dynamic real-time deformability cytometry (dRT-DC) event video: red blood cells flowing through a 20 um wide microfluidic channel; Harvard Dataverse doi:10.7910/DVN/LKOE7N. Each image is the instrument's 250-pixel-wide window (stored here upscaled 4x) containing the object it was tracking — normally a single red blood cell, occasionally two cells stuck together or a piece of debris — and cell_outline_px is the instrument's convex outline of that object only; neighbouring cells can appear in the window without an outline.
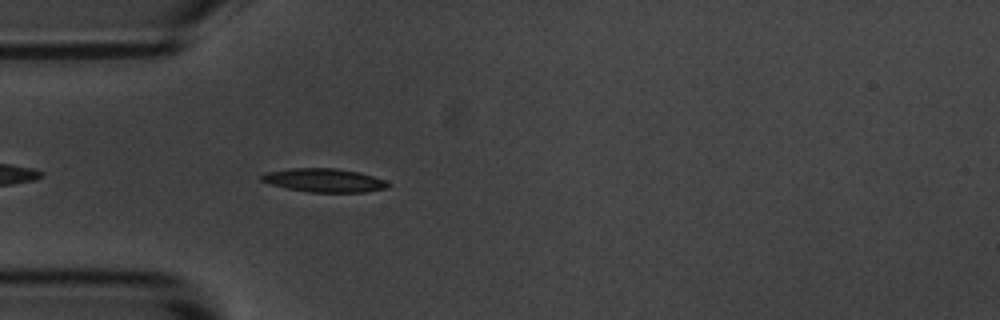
{"species": "common noctule bat (a hibernating species)", "species_latin": "Nyctalus noctula", "temperature_condition": "room temperature", "stored_images_in_passage": 43, "camera_frame_rate_fps": 3000, "um_per_image_px": 0.085, "animal": {"sex": "male", "body_mass_g": 20.1, "forearm_length_mm": 53.5}, "frame": {"image": 1, "passage_image": 4, "time_ms": 1.0, "image_size_px": [1000, 320], "cell_outline_px": [[392, 184], [388, 188], [364, 192], [308, 192], [288, 188], [272, 184], [260, 180], [260, 176], [264, 172], [292, 168], [336, 168], [360, 172], [384, 180]], "centroid_in_image_um": [27.57, 15.32], "position_along_channel_um": 57.4, "area_um2": 17.4}}
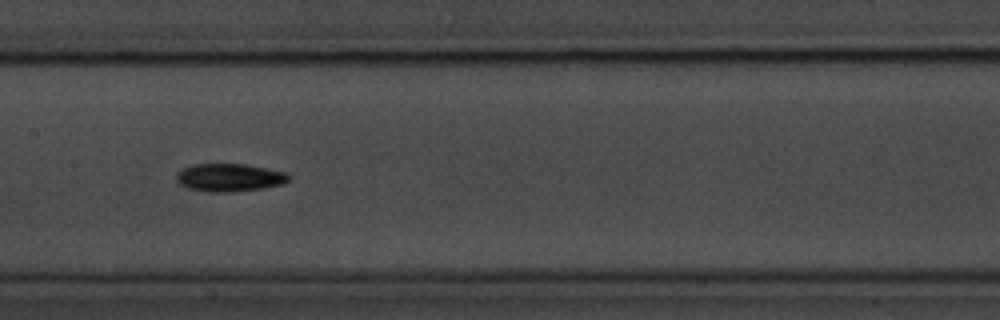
{"frame": {"image": 2, "passage_image": 15, "time_ms": 4.667, "image_size_px": [1000, 320], "cell_outline_px": [[292, 176], [284, 184], [264, 188], [232, 192], [208, 192], [188, 188], [180, 184], [176, 180], [176, 172], [192, 164], [244, 164], [288, 172]], "centroid_in_image_um": [19.53, 15.09], "position_along_channel_um": 187.9, "area_um2": 18.5}}
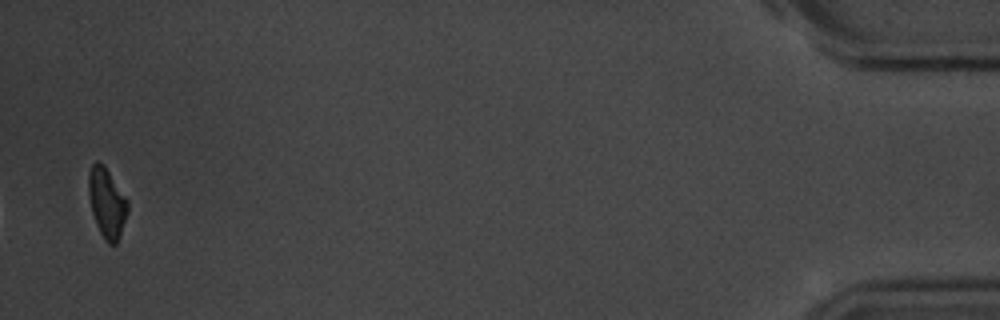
{"frame": {"image": 3, "passage_image": 42, "time_ms": 13.667, "image_size_px": [1000, 320], "cell_outline_px": [[128, 212], [120, 236], [116, 244], [108, 244], [104, 240], [96, 224], [92, 212], [88, 196], [88, 176], [92, 164], [96, 160], [104, 164], [128, 200]], "centroid_in_image_um": [9.08, 17.24], "position_along_channel_um": 426.1, "area_um2": 16.07}, "authors_computed_cell_mechanics": {"area_um2": 16.9932, "velocity_mm_per_s": 3.6367, "shape_relaxation_time_tau1_ms": 2.2672, "shape_relaxation_time_tau2_ms": null, "deformation_change_tau1": 0.1359, "deformation_change_tau2": null}}